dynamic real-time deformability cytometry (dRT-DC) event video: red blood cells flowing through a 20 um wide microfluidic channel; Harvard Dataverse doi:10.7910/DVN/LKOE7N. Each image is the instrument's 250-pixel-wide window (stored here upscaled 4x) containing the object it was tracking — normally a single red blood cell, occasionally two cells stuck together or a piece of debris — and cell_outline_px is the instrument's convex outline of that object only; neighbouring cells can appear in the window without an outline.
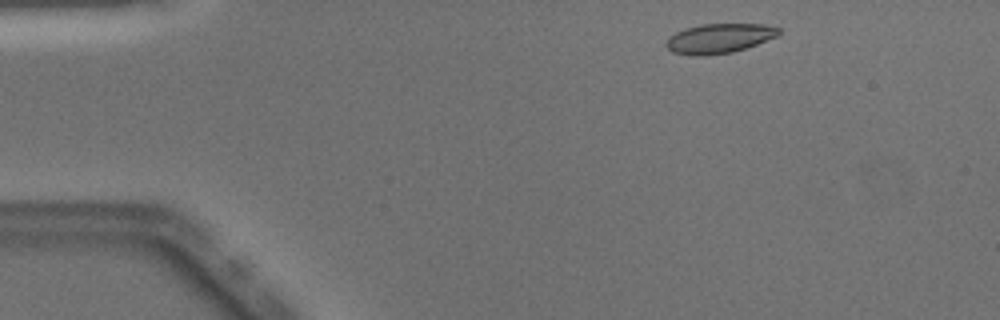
{"species": "Egyptian fruit bat (a non-hibernating species)", "species_latin": "Rousettus aegyptiacus", "temperature_condition": "warm", "stored_images_in_passage": 44, "camera_frame_rate_fps": 3000, "um_per_image_px": 0.085, "animal": {"sex": "male"}, "frame": {"image": 1, "passage_image": 2, "time_ms": 0.333, "image_size_px": [1000, 320], "cell_outline_px": [[780, 36], [732, 52], [704, 56], [692, 56], [672, 52], [664, 44], [668, 36], [676, 32], [700, 24], [764, 24], [780, 28]], "centroid_in_image_um": [61.12, 3.27], "position_along_channel_um": 23.9, "area_um2": 19.54}}
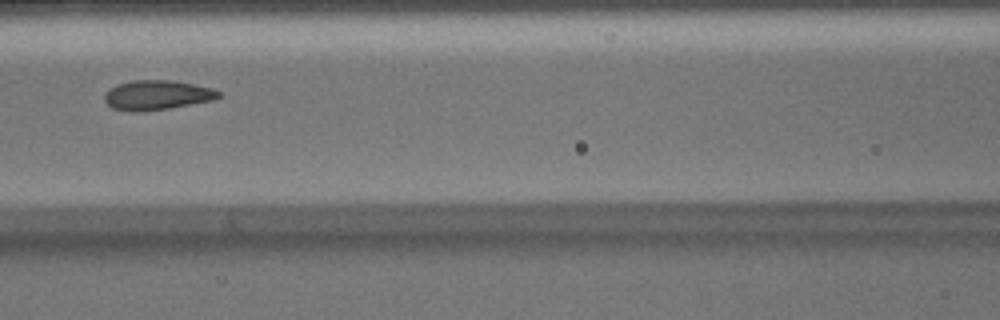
{"frame": {"image": 2, "passage_image": 17, "time_ms": 5.333, "image_size_px": [1000, 320], "cell_outline_px": [[220, 96], [212, 100], [168, 108], [132, 112], [112, 108], [104, 100], [104, 92], [116, 84], [132, 80], [172, 80], [212, 88], [220, 92]], "centroid_in_image_um": [13.29, 8.07], "position_along_channel_um": 153.3, "area_um2": 19.54}}
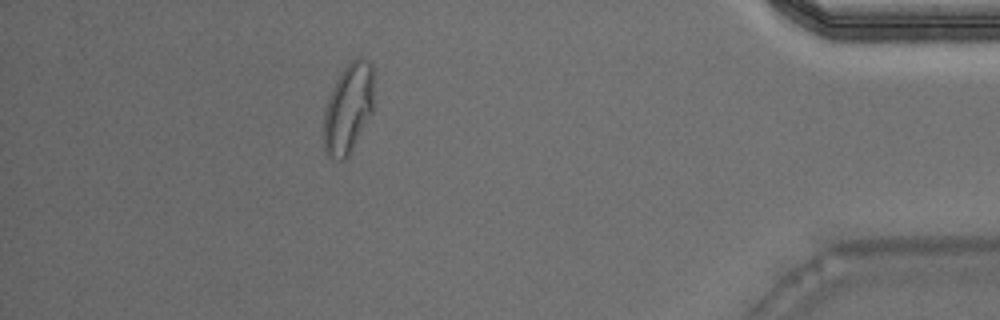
{"frame": {"image": 3, "passage_image": 39, "time_ms": 12.667, "image_size_px": [1000, 320], "cell_outline_px": [[372, 112], [348, 156], [344, 160], [340, 160], [328, 156], [324, 152], [324, 108], [328, 96], [340, 72], [356, 56], [360, 56], [368, 60], [372, 64]], "centroid_in_image_um": [29.58, 9.19], "position_along_channel_um": 405.6, "area_um2": 26.18}, "authors_computed_cell_mechanics": {"area_um2": 19.9988, "velocity_mm_per_s": 4.0653, "shape_relaxation_time_tau1_ms": 10.2022, "shape_relaxation_time_tau2_ms": 0.6607, "deformation_change_tau1": 0.243, "deformation_change_tau2": 0.0444}}